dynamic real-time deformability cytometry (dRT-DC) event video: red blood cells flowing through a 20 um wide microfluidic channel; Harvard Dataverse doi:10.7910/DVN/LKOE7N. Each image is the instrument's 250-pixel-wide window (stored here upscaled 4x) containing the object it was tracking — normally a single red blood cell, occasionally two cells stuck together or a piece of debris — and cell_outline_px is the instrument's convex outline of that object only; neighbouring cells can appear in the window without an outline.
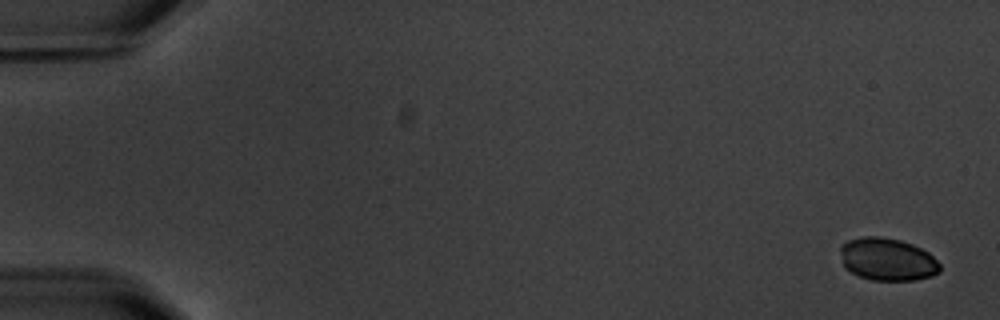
{"species": "common noctule bat (a hibernating species)", "species_latin": "Nyctalus noctula", "temperature_condition": "warm", "stored_images_in_passage": 6, "camera_frame_rate_fps": 3000, "um_per_image_px": 0.085, "animal": {"sex": "male", "body_mass_g": 20.1, "forearm_length_mm": 53.5}, "frame": {"image": 1, "passage_image": 1, "time_ms": 0.0, "image_size_px": [1000, 320], "cell_outline_px": [[940, 272], [932, 276], [916, 280], [872, 280], [860, 276], [844, 268], [840, 252], [840, 244], [848, 240], [864, 236], [880, 236], [900, 240], [912, 244], [928, 252], [940, 264]], "centroid_in_image_um": [75.42, 22.04], "position_along_channel_um": 9.6, "area_um2": 24.85}}
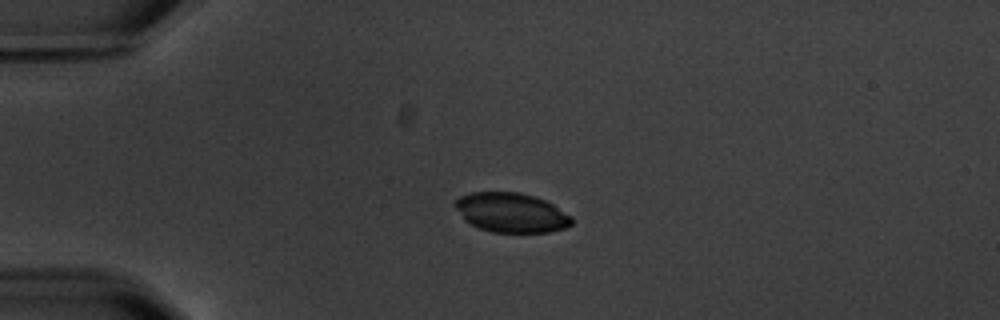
{"frame": {"image": 2, "passage_image": 4, "time_ms": 4.333, "image_size_px": [1000, 320], "cell_outline_px": [[572, 224], [564, 228], [548, 232], [492, 232], [480, 228], [464, 220], [452, 204], [460, 196], [472, 192], [520, 192], [544, 200], [552, 204], [572, 216]], "centroid_in_image_um": [43.43, 18.07], "position_along_channel_um": 41.6, "area_um2": 26.76}}
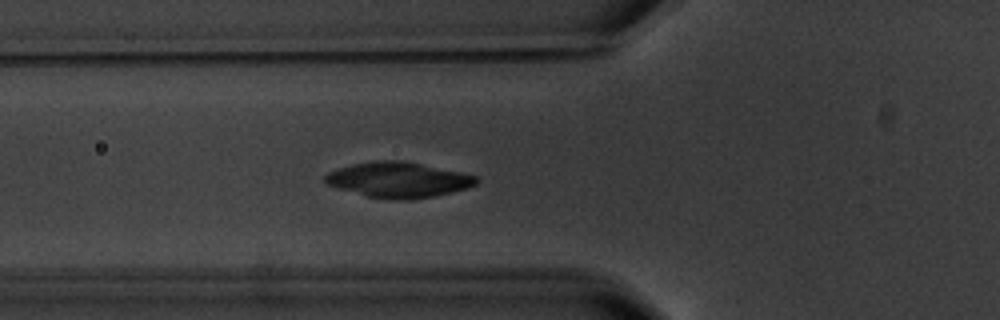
{"frame": {"image": 3, "passage_image": 6, "time_ms": 6.667, "image_size_px": [1000, 320], "cell_outline_px": [[480, 180], [476, 184], [468, 188], [452, 192], [432, 196], [408, 200], [392, 200], [368, 196], [336, 188], [328, 184], [324, 180], [324, 176], [328, 172], [336, 168], [352, 164], [372, 160], [404, 160], [460, 172], [476, 176]], "centroid_in_image_um": [33.84, 15.27], "position_along_channel_um": 92.0, "area_um2": 31.33}}